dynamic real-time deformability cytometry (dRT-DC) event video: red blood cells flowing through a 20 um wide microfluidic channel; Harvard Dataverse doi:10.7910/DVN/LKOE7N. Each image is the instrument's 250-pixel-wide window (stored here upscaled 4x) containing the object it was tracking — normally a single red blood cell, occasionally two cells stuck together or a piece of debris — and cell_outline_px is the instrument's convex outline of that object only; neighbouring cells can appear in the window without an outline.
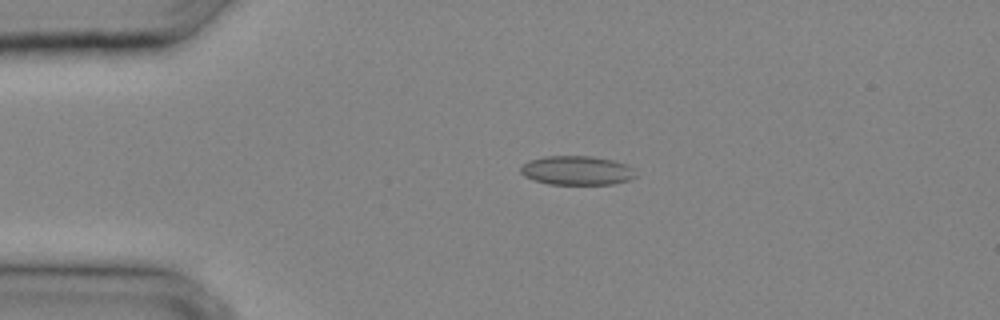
{"species": "common noctule bat (a hibernating species)", "species_latin": "Nyctalus noctula", "temperature_condition": "cold", "stored_images_in_passage": 25, "camera_frame_rate_fps": 3000, "um_per_image_px": 0.085, "animal": {"sex": "male", "body_mass_g": 20.4}, "frame": {"image": 1, "passage_image": 1, "time_ms": 0.0, "image_size_px": [1000, 320], "cell_outline_px": [[636, 176], [628, 180], [612, 184], [548, 184], [524, 176], [520, 172], [520, 168], [528, 160], [544, 156], [592, 156], [612, 160], [628, 164], [632, 168]], "centroid_in_image_um": [49.02, 14.48], "position_along_channel_um": 36.0, "area_um2": 19.48}}
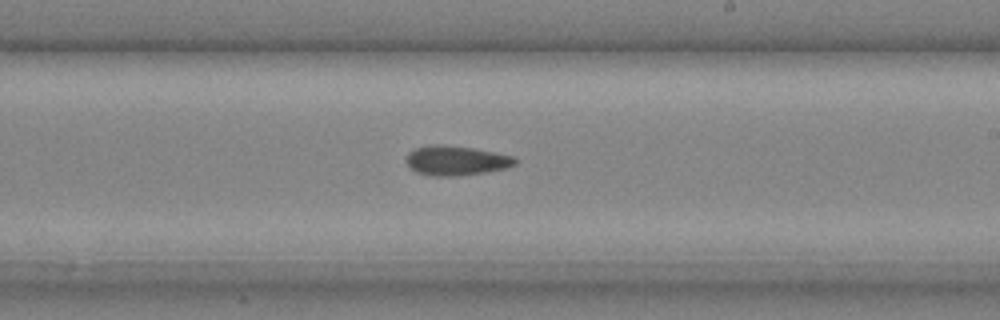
{"frame": {"image": 2, "passage_image": 13, "time_ms": 4.0, "image_size_px": [1000, 320], "cell_outline_px": [[516, 164], [504, 168], [484, 172], [456, 176], [432, 176], [416, 172], [404, 160], [408, 152], [416, 148], [432, 144], [440, 144], [472, 148], [516, 156]], "centroid_in_image_um": [38.74, 13.64], "position_along_channel_um": 250.3, "area_um2": 18.73}}
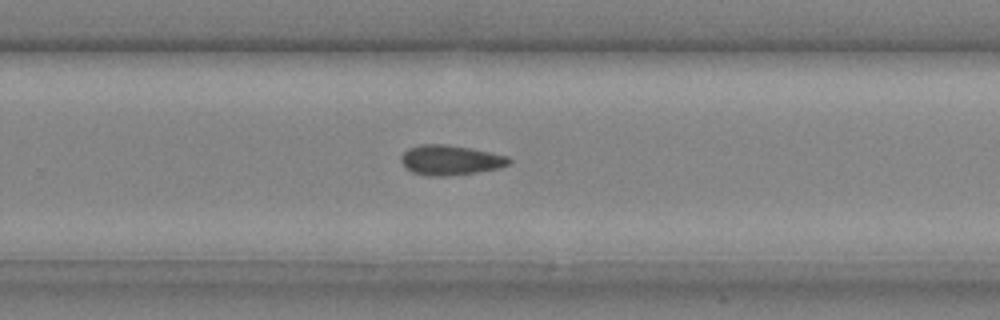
{"frame": {"image": 3, "passage_image": 15, "time_ms": 4.667, "image_size_px": [1000, 320], "cell_outline_px": [[512, 160], [508, 164], [500, 168], [476, 172], [444, 176], [424, 176], [412, 172], [404, 168], [400, 160], [400, 156], [408, 148], [420, 144], [448, 144], [472, 148], [508, 156]], "centroid_in_image_um": [38.24, 13.6], "position_along_channel_um": 291.6, "area_um2": 19.07}}